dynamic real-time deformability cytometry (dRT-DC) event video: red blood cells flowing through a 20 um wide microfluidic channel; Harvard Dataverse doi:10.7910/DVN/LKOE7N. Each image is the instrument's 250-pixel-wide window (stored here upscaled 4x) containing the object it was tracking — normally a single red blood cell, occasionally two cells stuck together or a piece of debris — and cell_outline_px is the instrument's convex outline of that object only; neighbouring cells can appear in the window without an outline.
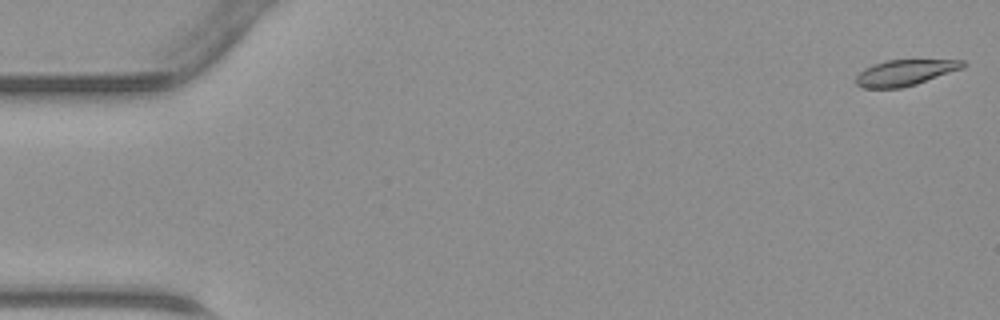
{"species": "common noctule bat (a hibernating species)", "species_latin": "Nyctalus noctula", "temperature_condition": "warm", "stored_images_in_passage": 15, "camera_frame_rate_fps": 3000, "um_per_image_px": 0.085, "animal": {"sex": "male", "body_mass_g": 23.1, "forearm_length_mm": 52.7}, "frame": {"image": 1, "passage_image": 1, "time_ms": 0.0, "image_size_px": [1000, 320], "cell_outline_px": [[968, 64], [964, 68], [916, 84], [900, 88], [860, 88], [856, 84], [856, 76], [864, 68], [888, 60], [964, 60]], "centroid_in_image_um": [76.95, 6.18], "position_along_channel_um": 8.1, "area_um2": 16.13}}
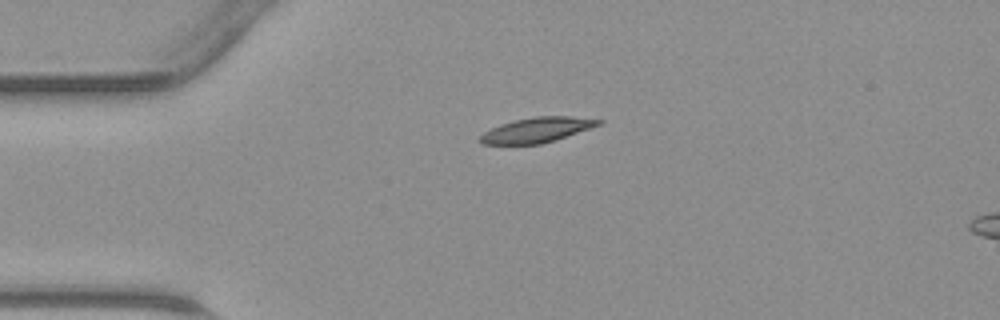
{"frame": {"image": 2, "passage_image": 11, "time_ms": 3.333, "image_size_px": [1000, 320], "cell_outline_px": [[604, 120], [600, 124], [556, 140], [540, 144], [484, 144], [476, 140], [484, 132], [500, 124], [512, 120], [536, 116], [572, 116]], "centroid_in_image_um": [45.6, 11.04], "position_along_channel_um": 39.4, "area_um2": 17.22}}